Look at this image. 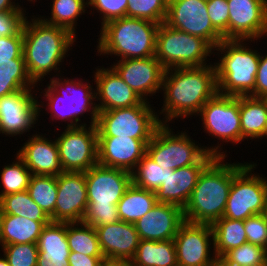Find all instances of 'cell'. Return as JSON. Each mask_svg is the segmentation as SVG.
<instances>
[{
    "mask_svg": "<svg viewBox=\"0 0 267 266\" xmlns=\"http://www.w3.org/2000/svg\"><path fill=\"white\" fill-rule=\"evenodd\" d=\"M161 91L163 105L157 113L162 124L170 125L179 118L184 121L190 116L195 117L205 103L218 93L215 66L212 63L167 69Z\"/></svg>",
    "mask_w": 267,
    "mask_h": 266,
    "instance_id": "1",
    "label": "cell"
},
{
    "mask_svg": "<svg viewBox=\"0 0 267 266\" xmlns=\"http://www.w3.org/2000/svg\"><path fill=\"white\" fill-rule=\"evenodd\" d=\"M30 18L26 17L22 27L23 56L32 81L44 86L43 78L51 76L52 71V78L62 74L60 65L69 56L68 51H72L77 37L65 28L43 22L36 15Z\"/></svg>",
    "mask_w": 267,
    "mask_h": 266,
    "instance_id": "2",
    "label": "cell"
},
{
    "mask_svg": "<svg viewBox=\"0 0 267 266\" xmlns=\"http://www.w3.org/2000/svg\"><path fill=\"white\" fill-rule=\"evenodd\" d=\"M62 77L61 75L55 78L50 77V82L48 81L47 86L44 89L40 87L41 92L39 89H36V92L40 93L38 99L45 97L43 100L46 101H38L39 116H41L40 112H43L42 109L45 106L46 113L51 112V121L61 120L64 124L66 122L67 125H64L65 127L96 125L98 109L95 102L96 95L93 83L89 82L87 78L84 80L81 77L80 79L78 77H75V79L73 77L64 78L63 75ZM47 110L50 111L47 112ZM84 114L85 116H91L89 117V121H91L89 124H86L84 121L82 123L81 117L84 119Z\"/></svg>",
    "mask_w": 267,
    "mask_h": 266,
    "instance_id": "3",
    "label": "cell"
},
{
    "mask_svg": "<svg viewBox=\"0 0 267 266\" xmlns=\"http://www.w3.org/2000/svg\"><path fill=\"white\" fill-rule=\"evenodd\" d=\"M225 158L215 157L199 175L183 209L186 221L212 225L223 217L233 182V163Z\"/></svg>",
    "mask_w": 267,
    "mask_h": 266,
    "instance_id": "4",
    "label": "cell"
},
{
    "mask_svg": "<svg viewBox=\"0 0 267 266\" xmlns=\"http://www.w3.org/2000/svg\"><path fill=\"white\" fill-rule=\"evenodd\" d=\"M252 42L254 45L255 40H222L214 48V55H218L213 64L219 94L254 97L261 52L254 50Z\"/></svg>",
    "mask_w": 267,
    "mask_h": 266,
    "instance_id": "5",
    "label": "cell"
},
{
    "mask_svg": "<svg viewBox=\"0 0 267 266\" xmlns=\"http://www.w3.org/2000/svg\"><path fill=\"white\" fill-rule=\"evenodd\" d=\"M160 24L132 17H122L105 23L97 36L98 56H116V60L155 56L156 35Z\"/></svg>",
    "mask_w": 267,
    "mask_h": 266,
    "instance_id": "6",
    "label": "cell"
},
{
    "mask_svg": "<svg viewBox=\"0 0 267 266\" xmlns=\"http://www.w3.org/2000/svg\"><path fill=\"white\" fill-rule=\"evenodd\" d=\"M88 205L83 222L96 228L120 221L117 203L132 183V173L96 164L85 172Z\"/></svg>",
    "mask_w": 267,
    "mask_h": 266,
    "instance_id": "7",
    "label": "cell"
},
{
    "mask_svg": "<svg viewBox=\"0 0 267 266\" xmlns=\"http://www.w3.org/2000/svg\"><path fill=\"white\" fill-rule=\"evenodd\" d=\"M173 130L169 124H162L147 144L146 154L162 169L209 164L215 158L205 150V145L190 137L187 129L176 134Z\"/></svg>",
    "mask_w": 267,
    "mask_h": 266,
    "instance_id": "8",
    "label": "cell"
},
{
    "mask_svg": "<svg viewBox=\"0 0 267 266\" xmlns=\"http://www.w3.org/2000/svg\"><path fill=\"white\" fill-rule=\"evenodd\" d=\"M211 55H214V48L206 40L171 28L165 23L159 25L155 58L165 70L212 64L211 58H208Z\"/></svg>",
    "mask_w": 267,
    "mask_h": 266,
    "instance_id": "9",
    "label": "cell"
},
{
    "mask_svg": "<svg viewBox=\"0 0 267 266\" xmlns=\"http://www.w3.org/2000/svg\"><path fill=\"white\" fill-rule=\"evenodd\" d=\"M202 122L203 132L216 138L217 144L206 146L205 150L215 157H226L227 150L223 144L227 142L238 145L241 143V120L239 111V96H227L217 93L200 109L196 117ZM220 142V143H219ZM222 142V143H221ZM215 145V146H214ZM222 151V152H221Z\"/></svg>",
    "mask_w": 267,
    "mask_h": 266,
    "instance_id": "10",
    "label": "cell"
},
{
    "mask_svg": "<svg viewBox=\"0 0 267 266\" xmlns=\"http://www.w3.org/2000/svg\"><path fill=\"white\" fill-rule=\"evenodd\" d=\"M257 165L252 161L233 162V182L223 217L245 221L262 214L267 203V178L254 173Z\"/></svg>",
    "mask_w": 267,
    "mask_h": 266,
    "instance_id": "11",
    "label": "cell"
},
{
    "mask_svg": "<svg viewBox=\"0 0 267 266\" xmlns=\"http://www.w3.org/2000/svg\"><path fill=\"white\" fill-rule=\"evenodd\" d=\"M162 125L152 104L98 111L97 137L152 139Z\"/></svg>",
    "mask_w": 267,
    "mask_h": 266,
    "instance_id": "12",
    "label": "cell"
},
{
    "mask_svg": "<svg viewBox=\"0 0 267 266\" xmlns=\"http://www.w3.org/2000/svg\"><path fill=\"white\" fill-rule=\"evenodd\" d=\"M55 138L64 172H86L98 164L96 125L64 127Z\"/></svg>",
    "mask_w": 267,
    "mask_h": 266,
    "instance_id": "13",
    "label": "cell"
},
{
    "mask_svg": "<svg viewBox=\"0 0 267 266\" xmlns=\"http://www.w3.org/2000/svg\"><path fill=\"white\" fill-rule=\"evenodd\" d=\"M164 23L206 40L213 48L224 40L212 25L206 0H169Z\"/></svg>",
    "mask_w": 267,
    "mask_h": 266,
    "instance_id": "14",
    "label": "cell"
},
{
    "mask_svg": "<svg viewBox=\"0 0 267 266\" xmlns=\"http://www.w3.org/2000/svg\"><path fill=\"white\" fill-rule=\"evenodd\" d=\"M37 96L36 89H23L0 97L1 135L21 138V135L27 136L26 133L35 126H40L38 121L40 123L41 117H39Z\"/></svg>",
    "mask_w": 267,
    "mask_h": 266,
    "instance_id": "15",
    "label": "cell"
},
{
    "mask_svg": "<svg viewBox=\"0 0 267 266\" xmlns=\"http://www.w3.org/2000/svg\"><path fill=\"white\" fill-rule=\"evenodd\" d=\"M181 266H211L216 256L212 226L184 221L173 239Z\"/></svg>",
    "mask_w": 267,
    "mask_h": 266,
    "instance_id": "16",
    "label": "cell"
},
{
    "mask_svg": "<svg viewBox=\"0 0 267 266\" xmlns=\"http://www.w3.org/2000/svg\"><path fill=\"white\" fill-rule=\"evenodd\" d=\"M111 67L143 101L152 102L150 96L162 94L165 69L155 56L117 60Z\"/></svg>",
    "mask_w": 267,
    "mask_h": 266,
    "instance_id": "17",
    "label": "cell"
},
{
    "mask_svg": "<svg viewBox=\"0 0 267 266\" xmlns=\"http://www.w3.org/2000/svg\"><path fill=\"white\" fill-rule=\"evenodd\" d=\"M229 40H258L267 36V0H227Z\"/></svg>",
    "mask_w": 267,
    "mask_h": 266,
    "instance_id": "18",
    "label": "cell"
},
{
    "mask_svg": "<svg viewBox=\"0 0 267 266\" xmlns=\"http://www.w3.org/2000/svg\"><path fill=\"white\" fill-rule=\"evenodd\" d=\"M57 200L51 222H82L88 205L85 172L57 176Z\"/></svg>",
    "mask_w": 267,
    "mask_h": 266,
    "instance_id": "19",
    "label": "cell"
},
{
    "mask_svg": "<svg viewBox=\"0 0 267 266\" xmlns=\"http://www.w3.org/2000/svg\"><path fill=\"white\" fill-rule=\"evenodd\" d=\"M94 78L96 106L98 111L151 104L143 101L110 66L95 67Z\"/></svg>",
    "mask_w": 267,
    "mask_h": 266,
    "instance_id": "20",
    "label": "cell"
},
{
    "mask_svg": "<svg viewBox=\"0 0 267 266\" xmlns=\"http://www.w3.org/2000/svg\"><path fill=\"white\" fill-rule=\"evenodd\" d=\"M151 139L130 137H97L98 164L132 173L147 153Z\"/></svg>",
    "mask_w": 267,
    "mask_h": 266,
    "instance_id": "21",
    "label": "cell"
},
{
    "mask_svg": "<svg viewBox=\"0 0 267 266\" xmlns=\"http://www.w3.org/2000/svg\"><path fill=\"white\" fill-rule=\"evenodd\" d=\"M33 131L36 133L27 134L28 140L23 143L16 154L25 162L32 175H60L64 171L60 163L56 140L50 139V135L49 138L45 137L48 134Z\"/></svg>",
    "mask_w": 267,
    "mask_h": 266,
    "instance_id": "22",
    "label": "cell"
},
{
    "mask_svg": "<svg viewBox=\"0 0 267 266\" xmlns=\"http://www.w3.org/2000/svg\"><path fill=\"white\" fill-rule=\"evenodd\" d=\"M184 221L182 208L157 202L135 223V227L141 240L166 241L175 238Z\"/></svg>",
    "mask_w": 267,
    "mask_h": 266,
    "instance_id": "23",
    "label": "cell"
},
{
    "mask_svg": "<svg viewBox=\"0 0 267 266\" xmlns=\"http://www.w3.org/2000/svg\"><path fill=\"white\" fill-rule=\"evenodd\" d=\"M95 229L105 259L130 261L134 257L141 240L135 224L120 220Z\"/></svg>",
    "mask_w": 267,
    "mask_h": 266,
    "instance_id": "24",
    "label": "cell"
},
{
    "mask_svg": "<svg viewBox=\"0 0 267 266\" xmlns=\"http://www.w3.org/2000/svg\"><path fill=\"white\" fill-rule=\"evenodd\" d=\"M208 164H194L165 171L163 184L156 193L157 202L174 204L184 209L197 180Z\"/></svg>",
    "mask_w": 267,
    "mask_h": 266,
    "instance_id": "25",
    "label": "cell"
},
{
    "mask_svg": "<svg viewBox=\"0 0 267 266\" xmlns=\"http://www.w3.org/2000/svg\"><path fill=\"white\" fill-rule=\"evenodd\" d=\"M241 143L262 140L267 121V98L239 96Z\"/></svg>",
    "mask_w": 267,
    "mask_h": 266,
    "instance_id": "26",
    "label": "cell"
},
{
    "mask_svg": "<svg viewBox=\"0 0 267 266\" xmlns=\"http://www.w3.org/2000/svg\"><path fill=\"white\" fill-rule=\"evenodd\" d=\"M49 223L37 222L12 214H3L0 247L9 244H37L43 227Z\"/></svg>",
    "mask_w": 267,
    "mask_h": 266,
    "instance_id": "27",
    "label": "cell"
},
{
    "mask_svg": "<svg viewBox=\"0 0 267 266\" xmlns=\"http://www.w3.org/2000/svg\"><path fill=\"white\" fill-rule=\"evenodd\" d=\"M157 203L156 193L135 186L133 183L126 189L117 203L118 216L121 221L135 224Z\"/></svg>",
    "mask_w": 267,
    "mask_h": 266,
    "instance_id": "28",
    "label": "cell"
},
{
    "mask_svg": "<svg viewBox=\"0 0 267 266\" xmlns=\"http://www.w3.org/2000/svg\"><path fill=\"white\" fill-rule=\"evenodd\" d=\"M132 266H176L177 256L173 240H140Z\"/></svg>",
    "mask_w": 267,
    "mask_h": 266,
    "instance_id": "29",
    "label": "cell"
},
{
    "mask_svg": "<svg viewBox=\"0 0 267 266\" xmlns=\"http://www.w3.org/2000/svg\"><path fill=\"white\" fill-rule=\"evenodd\" d=\"M50 7V17L47 16V18L44 15L37 16L43 22L65 28L77 37L76 26H79L77 21L80 20L79 17L82 14L88 13L87 9L90 8L88 0H52Z\"/></svg>",
    "mask_w": 267,
    "mask_h": 266,
    "instance_id": "30",
    "label": "cell"
},
{
    "mask_svg": "<svg viewBox=\"0 0 267 266\" xmlns=\"http://www.w3.org/2000/svg\"><path fill=\"white\" fill-rule=\"evenodd\" d=\"M37 246L42 258L68 259L71 251L67 241V222H50L45 225Z\"/></svg>",
    "mask_w": 267,
    "mask_h": 266,
    "instance_id": "31",
    "label": "cell"
},
{
    "mask_svg": "<svg viewBox=\"0 0 267 266\" xmlns=\"http://www.w3.org/2000/svg\"><path fill=\"white\" fill-rule=\"evenodd\" d=\"M214 235V251L224 256L229 250L247 243L243 220L220 218L212 225Z\"/></svg>",
    "mask_w": 267,
    "mask_h": 266,
    "instance_id": "32",
    "label": "cell"
},
{
    "mask_svg": "<svg viewBox=\"0 0 267 266\" xmlns=\"http://www.w3.org/2000/svg\"><path fill=\"white\" fill-rule=\"evenodd\" d=\"M67 241L70 251L88 256H104L96 229L83 221L67 222Z\"/></svg>",
    "mask_w": 267,
    "mask_h": 266,
    "instance_id": "33",
    "label": "cell"
},
{
    "mask_svg": "<svg viewBox=\"0 0 267 266\" xmlns=\"http://www.w3.org/2000/svg\"><path fill=\"white\" fill-rule=\"evenodd\" d=\"M3 214H12L37 222H51L50 217L32 200L27 190L0 198Z\"/></svg>",
    "mask_w": 267,
    "mask_h": 266,
    "instance_id": "34",
    "label": "cell"
},
{
    "mask_svg": "<svg viewBox=\"0 0 267 266\" xmlns=\"http://www.w3.org/2000/svg\"><path fill=\"white\" fill-rule=\"evenodd\" d=\"M27 191L32 200L50 217L57 200V176L31 175Z\"/></svg>",
    "mask_w": 267,
    "mask_h": 266,
    "instance_id": "35",
    "label": "cell"
},
{
    "mask_svg": "<svg viewBox=\"0 0 267 266\" xmlns=\"http://www.w3.org/2000/svg\"><path fill=\"white\" fill-rule=\"evenodd\" d=\"M14 156L16 161L4 165L0 172V198L25 191L29 186L31 171L17 154Z\"/></svg>",
    "mask_w": 267,
    "mask_h": 266,
    "instance_id": "36",
    "label": "cell"
},
{
    "mask_svg": "<svg viewBox=\"0 0 267 266\" xmlns=\"http://www.w3.org/2000/svg\"><path fill=\"white\" fill-rule=\"evenodd\" d=\"M25 63H7L0 66V97L23 89H37Z\"/></svg>",
    "mask_w": 267,
    "mask_h": 266,
    "instance_id": "37",
    "label": "cell"
},
{
    "mask_svg": "<svg viewBox=\"0 0 267 266\" xmlns=\"http://www.w3.org/2000/svg\"><path fill=\"white\" fill-rule=\"evenodd\" d=\"M165 171L173 170L162 169L145 154L132 172V183L139 188L156 192L163 184Z\"/></svg>",
    "mask_w": 267,
    "mask_h": 266,
    "instance_id": "38",
    "label": "cell"
},
{
    "mask_svg": "<svg viewBox=\"0 0 267 266\" xmlns=\"http://www.w3.org/2000/svg\"><path fill=\"white\" fill-rule=\"evenodd\" d=\"M169 0H128L127 17L165 22Z\"/></svg>",
    "mask_w": 267,
    "mask_h": 266,
    "instance_id": "39",
    "label": "cell"
},
{
    "mask_svg": "<svg viewBox=\"0 0 267 266\" xmlns=\"http://www.w3.org/2000/svg\"><path fill=\"white\" fill-rule=\"evenodd\" d=\"M0 249L10 266H37L39 255L37 244H9Z\"/></svg>",
    "mask_w": 267,
    "mask_h": 266,
    "instance_id": "40",
    "label": "cell"
},
{
    "mask_svg": "<svg viewBox=\"0 0 267 266\" xmlns=\"http://www.w3.org/2000/svg\"><path fill=\"white\" fill-rule=\"evenodd\" d=\"M223 257L236 266H248L265 262L267 249L247 242L229 250Z\"/></svg>",
    "mask_w": 267,
    "mask_h": 266,
    "instance_id": "41",
    "label": "cell"
},
{
    "mask_svg": "<svg viewBox=\"0 0 267 266\" xmlns=\"http://www.w3.org/2000/svg\"><path fill=\"white\" fill-rule=\"evenodd\" d=\"M88 6L95 10L88 12L90 16L93 13L95 15V12L99 13L101 27L111 20L126 17L128 0H88Z\"/></svg>",
    "mask_w": 267,
    "mask_h": 266,
    "instance_id": "42",
    "label": "cell"
},
{
    "mask_svg": "<svg viewBox=\"0 0 267 266\" xmlns=\"http://www.w3.org/2000/svg\"><path fill=\"white\" fill-rule=\"evenodd\" d=\"M7 63H25L23 29L14 36L0 37V66Z\"/></svg>",
    "mask_w": 267,
    "mask_h": 266,
    "instance_id": "43",
    "label": "cell"
},
{
    "mask_svg": "<svg viewBox=\"0 0 267 266\" xmlns=\"http://www.w3.org/2000/svg\"><path fill=\"white\" fill-rule=\"evenodd\" d=\"M208 15L212 25L229 40V6L227 0H208Z\"/></svg>",
    "mask_w": 267,
    "mask_h": 266,
    "instance_id": "44",
    "label": "cell"
},
{
    "mask_svg": "<svg viewBox=\"0 0 267 266\" xmlns=\"http://www.w3.org/2000/svg\"><path fill=\"white\" fill-rule=\"evenodd\" d=\"M247 242L267 249V226L262 214L248 217L244 221Z\"/></svg>",
    "mask_w": 267,
    "mask_h": 266,
    "instance_id": "45",
    "label": "cell"
},
{
    "mask_svg": "<svg viewBox=\"0 0 267 266\" xmlns=\"http://www.w3.org/2000/svg\"><path fill=\"white\" fill-rule=\"evenodd\" d=\"M27 14L26 11L0 12V37L16 35L22 29Z\"/></svg>",
    "mask_w": 267,
    "mask_h": 266,
    "instance_id": "46",
    "label": "cell"
},
{
    "mask_svg": "<svg viewBox=\"0 0 267 266\" xmlns=\"http://www.w3.org/2000/svg\"><path fill=\"white\" fill-rule=\"evenodd\" d=\"M254 97L267 98V53L260 55L255 79Z\"/></svg>",
    "mask_w": 267,
    "mask_h": 266,
    "instance_id": "47",
    "label": "cell"
},
{
    "mask_svg": "<svg viewBox=\"0 0 267 266\" xmlns=\"http://www.w3.org/2000/svg\"><path fill=\"white\" fill-rule=\"evenodd\" d=\"M104 256H88L79 252H70L69 266H102Z\"/></svg>",
    "mask_w": 267,
    "mask_h": 266,
    "instance_id": "48",
    "label": "cell"
},
{
    "mask_svg": "<svg viewBox=\"0 0 267 266\" xmlns=\"http://www.w3.org/2000/svg\"><path fill=\"white\" fill-rule=\"evenodd\" d=\"M37 266H69L68 259L42 258L38 255Z\"/></svg>",
    "mask_w": 267,
    "mask_h": 266,
    "instance_id": "49",
    "label": "cell"
},
{
    "mask_svg": "<svg viewBox=\"0 0 267 266\" xmlns=\"http://www.w3.org/2000/svg\"><path fill=\"white\" fill-rule=\"evenodd\" d=\"M17 2L16 0H0V12L7 11H26V8L23 7V4Z\"/></svg>",
    "mask_w": 267,
    "mask_h": 266,
    "instance_id": "50",
    "label": "cell"
},
{
    "mask_svg": "<svg viewBox=\"0 0 267 266\" xmlns=\"http://www.w3.org/2000/svg\"><path fill=\"white\" fill-rule=\"evenodd\" d=\"M102 266H132V263L129 260H108V259H105L102 263Z\"/></svg>",
    "mask_w": 267,
    "mask_h": 266,
    "instance_id": "51",
    "label": "cell"
},
{
    "mask_svg": "<svg viewBox=\"0 0 267 266\" xmlns=\"http://www.w3.org/2000/svg\"><path fill=\"white\" fill-rule=\"evenodd\" d=\"M211 266H236L235 264L230 263L223 256L216 255Z\"/></svg>",
    "mask_w": 267,
    "mask_h": 266,
    "instance_id": "52",
    "label": "cell"
},
{
    "mask_svg": "<svg viewBox=\"0 0 267 266\" xmlns=\"http://www.w3.org/2000/svg\"><path fill=\"white\" fill-rule=\"evenodd\" d=\"M2 256L0 254V266H10L6 257L4 255Z\"/></svg>",
    "mask_w": 267,
    "mask_h": 266,
    "instance_id": "53",
    "label": "cell"
},
{
    "mask_svg": "<svg viewBox=\"0 0 267 266\" xmlns=\"http://www.w3.org/2000/svg\"><path fill=\"white\" fill-rule=\"evenodd\" d=\"M262 215H263V217H264V221H265V224H266V226H267V203H266L265 208H264L263 211H262Z\"/></svg>",
    "mask_w": 267,
    "mask_h": 266,
    "instance_id": "54",
    "label": "cell"
},
{
    "mask_svg": "<svg viewBox=\"0 0 267 266\" xmlns=\"http://www.w3.org/2000/svg\"><path fill=\"white\" fill-rule=\"evenodd\" d=\"M248 266H267V260L265 262H262V263L252 264V265H248Z\"/></svg>",
    "mask_w": 267,
    "mask_h": 266,
    "instance_id": "55",
    "label": "cell"
},
{
    "mask_svg": "<svg viewBox=\"0 0 267 266\" xmlns=\"http://www.w3.org/2000/svg\"><path fill=\"white\" fill-rule=\"evenodd\" d=\"M2 210H1V207H0V236H1V226H2Z\"/></svg>",
    "mask_w": 267,
    "mask_h": 266,
    "instance_id": "56",
    "label": "cell"
},
{
    "mask_svg": "<svg viewBox=\"0 0 267 266\" xmlns=\"http://www.w3.org/2000/svg\"><path fill=\"white\" fill-rule=\"evenodd\" d=\"M267 139V121H266V126H265V132H264V139Z\"/></svg>",
    "mask_w": 267,
    "mask_h": 266,
    "instance_id": "57",
    "label": "cell"
},
{
    "mask_svg": "<svg viewBox=\"0 0 267 266\" xmlns=\"http://www.w3.org/2000/svg\"><path fill=\"white\" fill-rule=\"evenodd\" d=\"M28 2H30L31 4L33 3L34 4V2H37V0H27Z\"/></svg>",
    "mask_w": 267,
    "mask_h": 266,
    "instance_id": "58",
    "label": "cell"
}]
</instances>
